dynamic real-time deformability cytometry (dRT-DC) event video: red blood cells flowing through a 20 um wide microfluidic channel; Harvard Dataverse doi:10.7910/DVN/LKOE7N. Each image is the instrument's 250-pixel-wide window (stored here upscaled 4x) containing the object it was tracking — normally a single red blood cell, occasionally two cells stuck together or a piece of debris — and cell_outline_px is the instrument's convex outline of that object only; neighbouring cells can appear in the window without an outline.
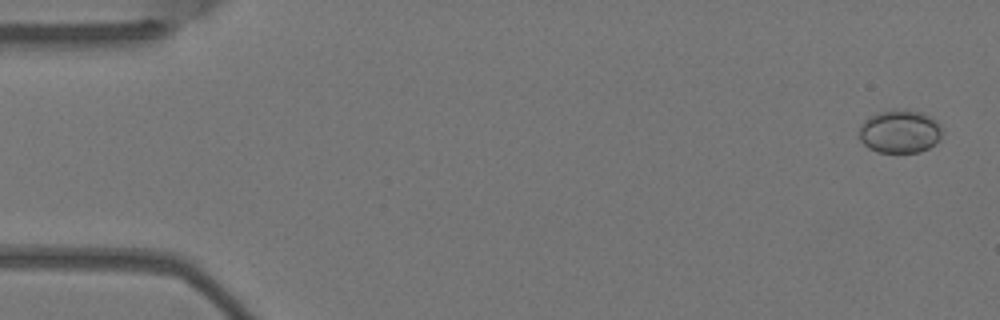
{"species": "Egyptian fruit bat (a non-hibernating species)", "species_latin": "Rousettus aegyptiacus", "temperature_condition": "warm", "stored_images_in_passage": 5, "camera_frame_rate_fps": 3000, "um_per_image_px": 0.085, "animal": {"sex": "female"}, "frame": {"image": 1, "passage_image": 1, "time_ms": 0.0, "image_size_px": [1000, 320], "cell_outline_px": [[944, 132], [928, 148], [920, 152], [876, 152], [868, 148], [860, 140], [860, 124], [868, 116], [892, 108], [904, 108], [924, 112], [936, 120], [940, 124]], "centroid_in_image_um": [76.48, 11.14], "position_along_channel_um": 8.5, "area_um2": 21.27}}
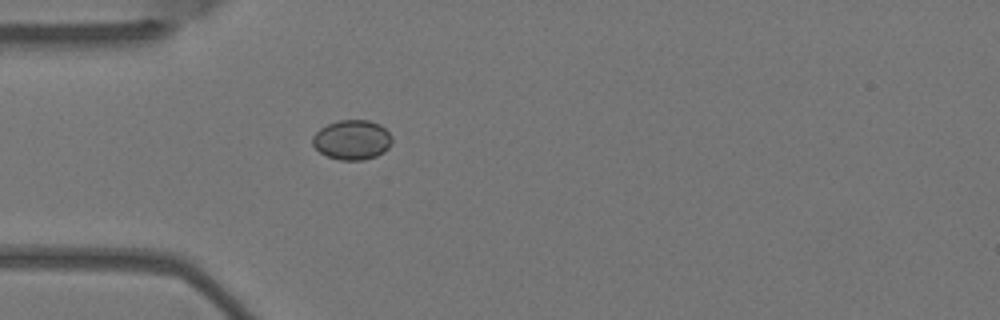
{"frame": {"image": 2, "passage_image": 5, "time_ms": 1.333, "image_size_px": [1000, 320], "cell_outline_px": [[392, 140], [388, 148], [384, 152], [376, 156], [364, 160], [340, 160], [328, 156], [320, 152], [312, 144], [312, 136], [320, 128], [328, 124], [340, 120], [368, 120], [380, 124], [392, 136]], "centroid_in_image_um": [29.93, 11.89], "position_along_channel_um": 55.1, "area_um2": 18.38}}